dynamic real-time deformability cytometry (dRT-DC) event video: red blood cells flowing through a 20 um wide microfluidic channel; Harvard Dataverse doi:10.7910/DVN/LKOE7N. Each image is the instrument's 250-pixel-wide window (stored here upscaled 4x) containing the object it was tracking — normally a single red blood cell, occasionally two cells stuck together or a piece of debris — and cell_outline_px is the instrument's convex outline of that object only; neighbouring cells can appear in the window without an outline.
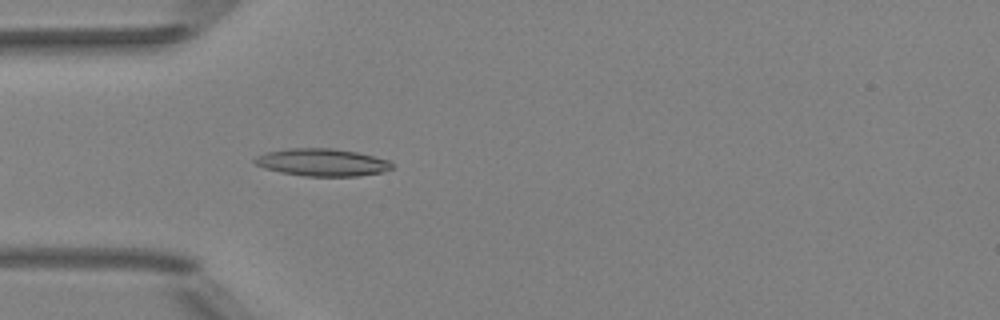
{"species": "Egyptian fruit bat (a non-hibernating species)", "species_latin": "Rousettus aegyptiacus", "temperature_condition": "room temperature", "stored_images_in_passage": 10, "camera_frame_rate_fps": 3000, "um_per_image_px": 0.085, "animal": {"sex": "female"}, "frame": {"image": 1, "passage_image": 4, "time_ms": 1.0, "image_size_px": [1000, 320], "cell_outline_px": [[392, 168], [384, 172], [356, 176], [304, 176], [280, 172], [264, 168], [256, 164], [252, 160], [256, 156], [268, 152], [288, 148], [332, 148], [356, 152], [388, 160], [392, 164]], "centroid_in_image_um": [27.36, 13.8], "position_along_channel_um": 57.6, "area_um2": 21.85}}
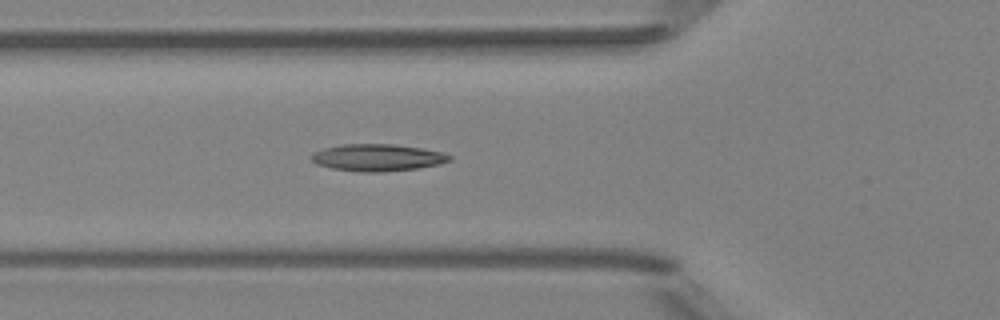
{"frame": {"image": 2, "passage_image": 7, "time_ms": 2.0, "image_size_px": [1000, 320], "cell_outline_px": [[452, 160], [440, 164], [416, 168], [384, 172], [360, 172], [332, 168], [316, 164], [308, 156], [324, 148], [344, 144], [392, 144], [420, 148], [444, 152], [452, 156]], "centroid_in_image_um": [32.1, 13.4], "position_along_channel_um": 93.7, "area_um2": 21.73}}